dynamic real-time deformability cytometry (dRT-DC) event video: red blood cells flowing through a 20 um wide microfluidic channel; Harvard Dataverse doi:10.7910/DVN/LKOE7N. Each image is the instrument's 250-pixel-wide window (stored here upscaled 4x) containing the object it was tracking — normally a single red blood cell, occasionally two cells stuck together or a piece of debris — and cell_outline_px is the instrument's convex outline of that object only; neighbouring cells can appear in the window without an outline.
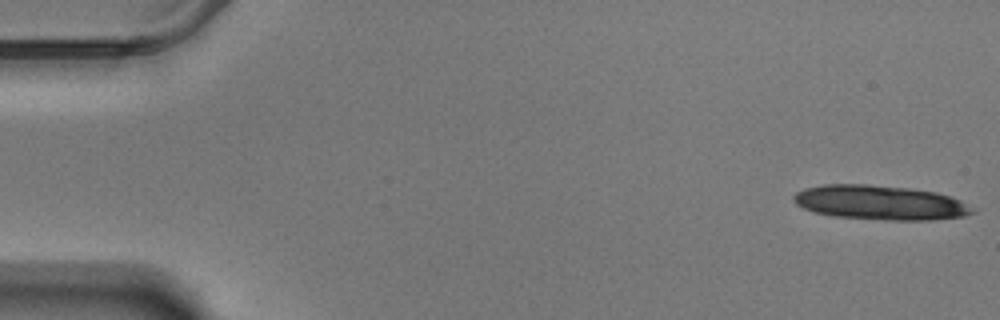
{"species": "Egyptian fruit bat (a non-hibernating species)", "species_latin": "Rousettus aegyptiacus", "temperature_condition": "warm", "stored_images_in_passage": 9, "camera_frame_rate_fps": 3000, "um_per_image_px": 0.085, "animal": {"sex": "male"}, "frame": {"image": 1, "passage_image": 1, "time_ms": 0.0, "image_size_px": [1000, 320], "cell_outline_px": [[976, 212], [964, 216], [932, 220], [884, 220], [836, 216], [816, 212], [804, 208], [796, 204], [792, 200], [792, 196], [796, 192], [804, 188], [824, 184], [868, 184], [908, 188], [936, 192], [952, 196], [976, 208]], "centroid_in_image_um": [74.84, 17.21], "position_along_channel_um": 10.2, "area_um2": 36.13}}